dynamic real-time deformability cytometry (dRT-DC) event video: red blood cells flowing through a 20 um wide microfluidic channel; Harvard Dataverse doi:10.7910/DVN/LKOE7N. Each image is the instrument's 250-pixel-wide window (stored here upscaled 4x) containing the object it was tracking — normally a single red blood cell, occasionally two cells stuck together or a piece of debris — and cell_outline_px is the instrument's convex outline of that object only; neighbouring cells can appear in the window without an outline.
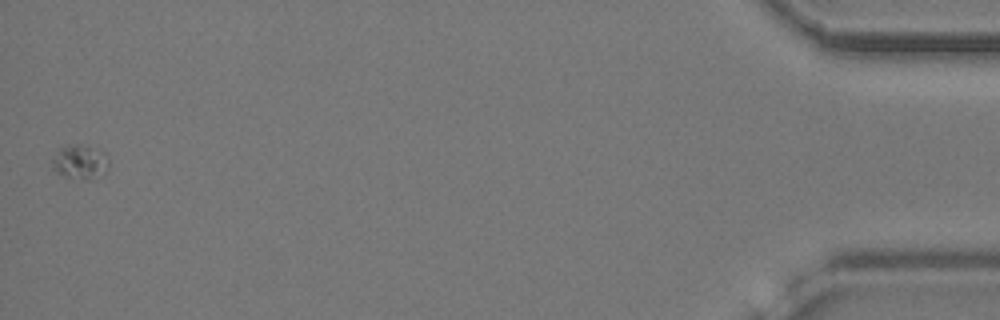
{"species": "common noctule bat (a hibernating species)", "species_latin": "Nyctalus noctula", "temperature_condition": "cold", "stored_images_in_passage": 41, "camera_frame_rate_fps": 3000, "um_per_image_px": 0.085, "animal": {"sex": "female", "body_mass_g": 24.6, "forearm_length_mm": 56.2}, "frame": {"image": 1, "passage_image": 41, "time_ms": 13.333, "image_size_px": [1000, 320], "cell_outline_px": [[108, 164], [104, 172], [88, 180], [80, 180], [60, 176], [52, 168], [52, 160], [56, 152], [60, 148], [72, 144], [76, 144], [100, 152], [108, 160]], "centroid_in_image_um": [6.71, 13.82], "position_along_channel_um": 428.5, "area_um2": 10.92}}